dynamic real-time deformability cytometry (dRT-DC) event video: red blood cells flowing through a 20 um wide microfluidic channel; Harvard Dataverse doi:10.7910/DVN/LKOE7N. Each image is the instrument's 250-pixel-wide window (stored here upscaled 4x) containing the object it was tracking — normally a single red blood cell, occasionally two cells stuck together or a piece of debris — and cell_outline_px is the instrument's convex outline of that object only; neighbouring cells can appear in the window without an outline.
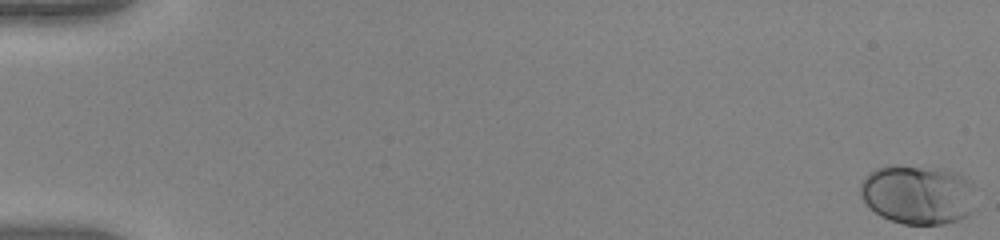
{"species": "human", "species_latin": "Homo sapiens", "temperature_condition": "warm", "stored_images_in_passage": 54, "segment_of_instrument_passage": [1, 2], "camera_frame_rate_fps": 3000, "um_per_image_px": 0.085, "donor": {"sex": "female"}, "frame": {"image": 1, "passage_image": 1, "time_ms": 0.0, "image_size_px": [1000, 240], "cell_outline_px": [[976, 208], [968, 216], [960, 220], [944, 224], [904, 224], [880, 216], [860, 196], [860, 184], [868, 172], [884, 164], [896, 164], [944, 168], [956, 172], [972, 180]], "centroid_in_image_um": [78.06, 16.5], "position_along_channel_um": 6.9, "area_um2": 40.98}}
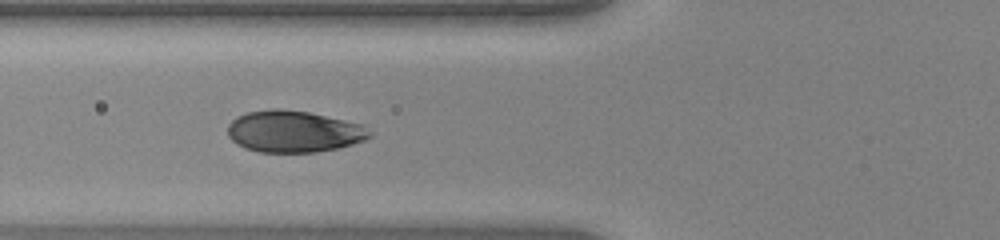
{"frame": {"image": 2, "passage_image": 22, "time_ms": 7.0, "image_size_px": [1000, 240], "cell_outline_px": [[372, 136], [364, 140], [352, 144], [336, 148], [316, 152], [260, 152], [244, 148], [236, 144], [228, 136], [228, 124], [236, 116], [248, 112], [276, 108], [308, 112], [364, 124], [372, 132]], "centroid_in_image_um": [24.97, 11.17], "position_along_channel_um": 100.8, "area_um2": 34.56}}
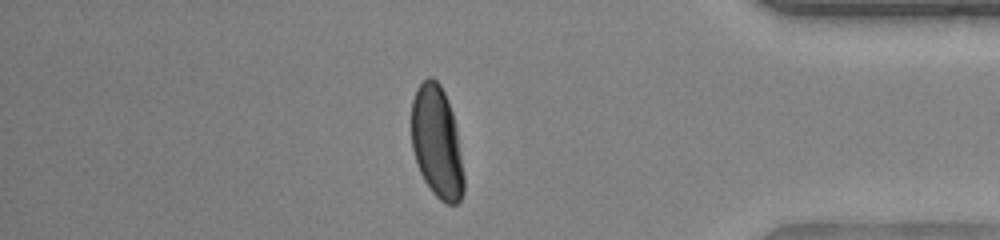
{"frame": {"image": 3, "passage_image": 46, "time_ms": 15.0, "image_size_px": [1000, 240], "cell_outline_px": [[464, 192], [460, 200], [456, 204], [448, 204], [440, 200], [432, 192], [424, 180], [416, 164], [412, 148], [412, 100], [416, 88], [428, 76], [432, 76], [440, 84], [448, 100], [452, 112], [456, 132], [464, 176]], "centroid_in_image_um": [37.12, 12.09], "position_along_channel_um": 398.1, "area_um2": 34.04}}